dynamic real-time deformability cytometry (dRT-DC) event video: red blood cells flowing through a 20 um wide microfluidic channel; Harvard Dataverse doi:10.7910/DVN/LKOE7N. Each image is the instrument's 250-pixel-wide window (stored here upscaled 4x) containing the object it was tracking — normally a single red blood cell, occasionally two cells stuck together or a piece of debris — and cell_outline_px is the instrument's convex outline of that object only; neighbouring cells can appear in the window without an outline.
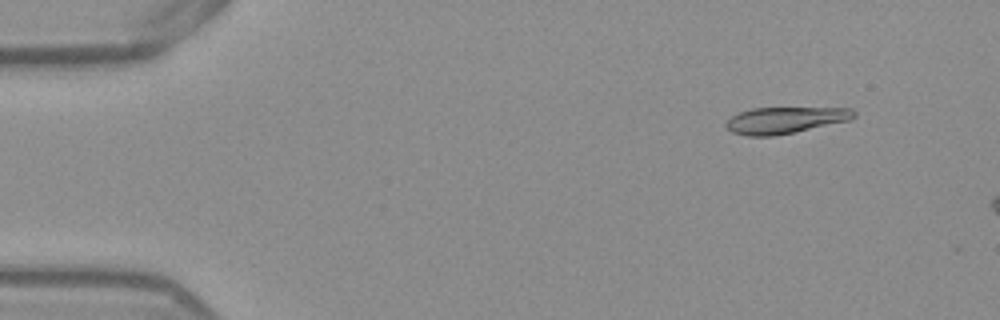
{"species": "Egyptian fruit bat (a non-hibernating species)", "species_latin": "Rousettus aegyptiacus", "temperature_condition": "warm", "stored_images_in_passage": 5, "camera_frame_rate_fps": 3000, "um_per_image_px": 0.085, "frame": {"image": 1, "passage_image": 2, "time_ms": 0.333, "image_size_px": [1000, 320], "cell_outline_px": [[856, 116], [852, 120], [796, 132], [772, 136], [748, 136], [732, 132], [724, 124], [732, 116], [740, 112], [752, 108], [852, 108], [856, 112]], "centroid_in_image_um": [66.78, 10.21], "position_along_channel_um": 18.2, "area_um2": 19.83}}